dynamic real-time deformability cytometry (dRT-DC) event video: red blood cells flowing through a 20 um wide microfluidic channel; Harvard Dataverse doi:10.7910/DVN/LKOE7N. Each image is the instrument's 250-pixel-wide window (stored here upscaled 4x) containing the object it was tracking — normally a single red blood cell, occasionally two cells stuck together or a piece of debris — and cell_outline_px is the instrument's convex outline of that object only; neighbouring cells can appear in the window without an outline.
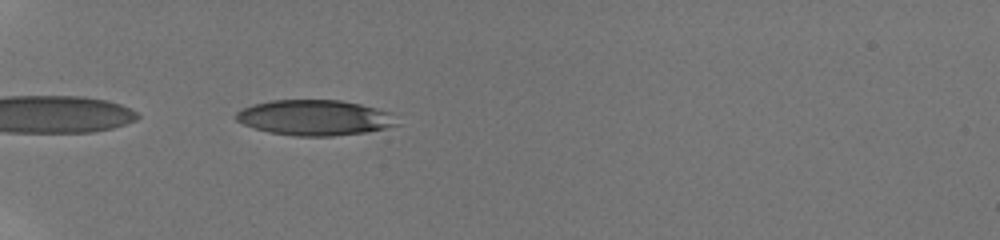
{"species": "human", "species_latin": "Homo sapiens", "temperature_condition": "room temperature", "stored_images_in_passage": 4, "camera_frame_rate_fps": 3000, "um_per_image_px": 0.085, "donor": {"sex": "male"}, "frame": {"image": 1, "passage_image": 1, "time_ms": 0.0, "image_size_px": [1000, 240], "cell_outline_px": [[400, 124], [368, 132], [332, 136], [296, 136], [268, 132], [244, 124], [236, 120], [236, 112], [240, 108], [252, 104], [272, 100], [340, 100], [360, 104], [392, 112]], "centroid_in_image_um": [26.76, 10.0], "position_along_channel_um": 58.2, "area_um2": 33.41}}
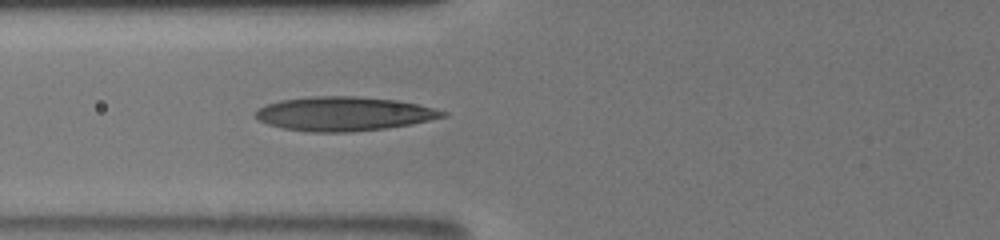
{"frame": {"image": 2, "passage_image": 4, "time_ms": 1.667, "image_size_px": [1000, 240], "cell_outline_px": [[448, 116], [412, 124], [384, 128], [352, 132], [312, 132], [284, 128], [268, 124], [256, 120], [252, 116], [264, 104], [280, 100], [316, 96], [356, 96], [396, 100], [420, 104], [448, 112]], "centroid_in_image_um": [29.23, 9.67], "position_along_channel_um": 96.6, "area_um2": 37.34}}